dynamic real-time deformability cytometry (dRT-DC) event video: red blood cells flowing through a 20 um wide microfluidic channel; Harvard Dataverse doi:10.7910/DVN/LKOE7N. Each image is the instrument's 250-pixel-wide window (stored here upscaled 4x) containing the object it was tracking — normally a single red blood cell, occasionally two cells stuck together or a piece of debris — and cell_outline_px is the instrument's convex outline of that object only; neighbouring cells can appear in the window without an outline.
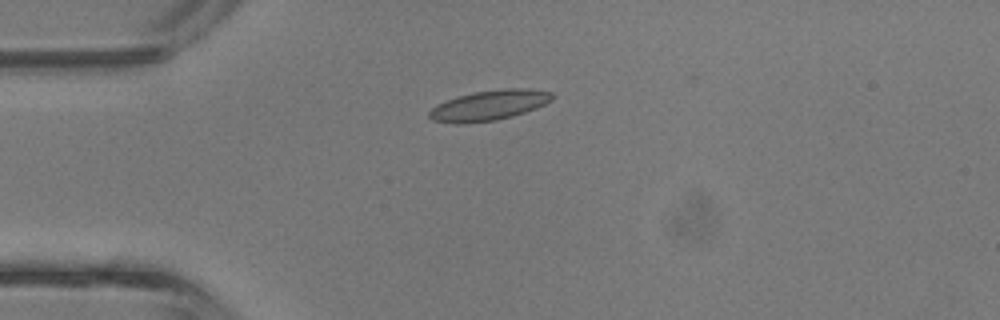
{"species": "common noctule bat (a hibernating species)", "species_latin": "Nyctalus noctula", "temperature_condition": "room temperature", "stored_images_in_passage": 3, "camera_frame_rate_fps": 3000, "um_per_image_px": 0.085, "animal": {"sex": "male", "body_mass_g": 13.3}, "frame": {"image": 1, "passage_image": 3, "time_ms": 0.667, "image_size_px": [1000, 320], "cell_outline_px": [[556, 96], [552, 100], [536, 108], [512, 116], [496, 120], [460, 124], [456, 124], [432, 120], [428, 116], [428, 112], [436, 104], [460, 96], [476, 92], [504, 88], [532, 88], [552, 92]], "centroid_in_image_um": [41.6, 8.95], "position_along_channel_um": 43.4, "area_um2": 21.62}}